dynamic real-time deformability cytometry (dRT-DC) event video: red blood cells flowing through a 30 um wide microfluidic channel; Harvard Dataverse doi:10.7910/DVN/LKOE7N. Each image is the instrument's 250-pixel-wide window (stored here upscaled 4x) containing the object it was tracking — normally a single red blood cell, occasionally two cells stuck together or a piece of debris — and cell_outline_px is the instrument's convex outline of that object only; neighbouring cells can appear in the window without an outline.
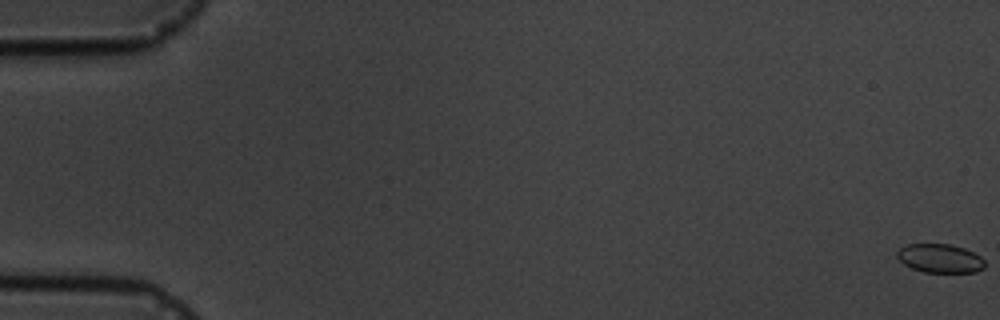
{"species": "common noctule bat (a hibernating species)", "species_latin": "Nyctalus noctula", "temperature_condition": "cold", "stored_images_in_passage": 5, "camera_frame_rate_fps": 3000, "um_per_image_px": 0.085, "animal": {"sex": "male", "body_mass_g": 19.5, "forearm_length_mm": 54.6}, "frame": {"image": 1, "passage_image": 1, "time_ms": 0.0, "image_size_px": [1000, 320], "cell_outline_px": [[984, 268], [976, 272], [924, 272], [912, 268], [904, 264], [896, 256], [896, 252], [900, 248], [908, 244], [948, 244], [964, 248], [980, 256], [984, 260]], "centroid_in_image_um": [79.89, 21.96], "position_along_channel_um": 5.1, "area_um2": 14.62}}